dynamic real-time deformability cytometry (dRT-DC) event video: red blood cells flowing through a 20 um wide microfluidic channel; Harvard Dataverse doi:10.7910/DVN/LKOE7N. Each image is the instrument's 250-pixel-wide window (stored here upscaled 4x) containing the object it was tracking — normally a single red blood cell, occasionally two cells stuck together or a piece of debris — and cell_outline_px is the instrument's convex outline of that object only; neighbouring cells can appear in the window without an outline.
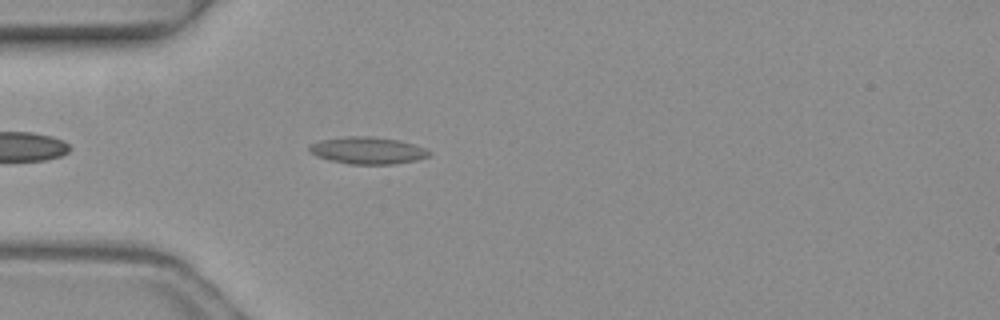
{"species": "common noctule bat (a hibernating species)", "species_latin": "Nyctalus noctula", "temperature_condition": "warm", "stored_images_in_passage": 4, "camera_frame_rate_fps": 3000, "um_per_image_px": 0.085, "animal": {"sex": "female", "body_mass_g": 19.3, "forearm_length_mm": 54.1}, "frame": {"image": 1, "passage_image": 4, "time_ms": 1.0, "image_size_px": [1000, 320], "cell_outline_px": [[432, 152], [428, 156], [416, 160], [392, 164], [348, 164], [328, 160], [316, 156], [308, 148], [308, 144], [320, 140], [348, 136], [372, 136], [400, 140], [424, 148]], "centroid_in_image_um": [31.21, 12.78], "position_along_channel_um": 53.8, "area_um2": 18.9}}